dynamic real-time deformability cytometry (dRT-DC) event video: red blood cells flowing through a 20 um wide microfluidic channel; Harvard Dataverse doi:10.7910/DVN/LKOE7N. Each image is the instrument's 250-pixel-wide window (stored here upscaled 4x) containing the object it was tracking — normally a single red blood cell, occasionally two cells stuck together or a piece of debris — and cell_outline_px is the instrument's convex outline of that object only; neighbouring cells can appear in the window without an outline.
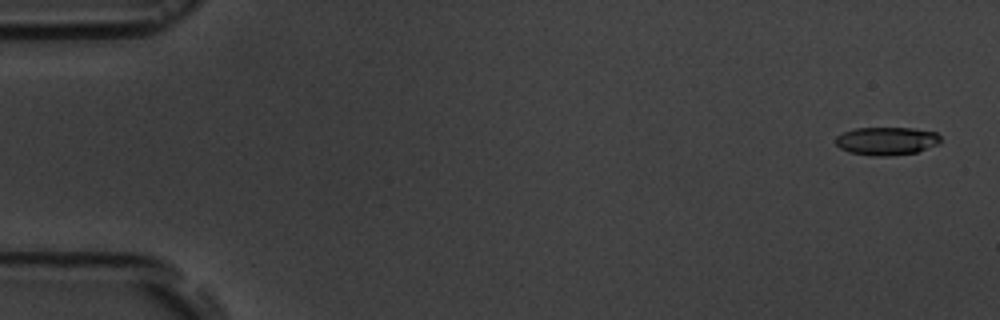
{"species": "common noctule bat (a hibernating species)", "species_latin": "Nyctalus noctula", "temperature_condition": "room temperature", "stored_images_in_passage": 5, "camera_frame_rate_fps": 3000, "um_per_image_px": 0.085, "animal": {"sex": "male", "body_mass_g": 19.5, "forearm_length_mm": 54.6}, "frame": {"image": 1, "passage_image": 1, "time_ms": 0.0, "image_size_px": [1000, 320], "cell_outline_px": [[940, 144], [916, 152], [888, 156], [876, 156], [848, 152], [840, 148], [836, 144], [836, 136], [844, 132], [856, 128], [912, 128], [936, 132], [940, 136]], "centroid_in_image_um": [75.37, 11.98], "position_along_channel_um": 9.6, "area_um2": 17.17}}
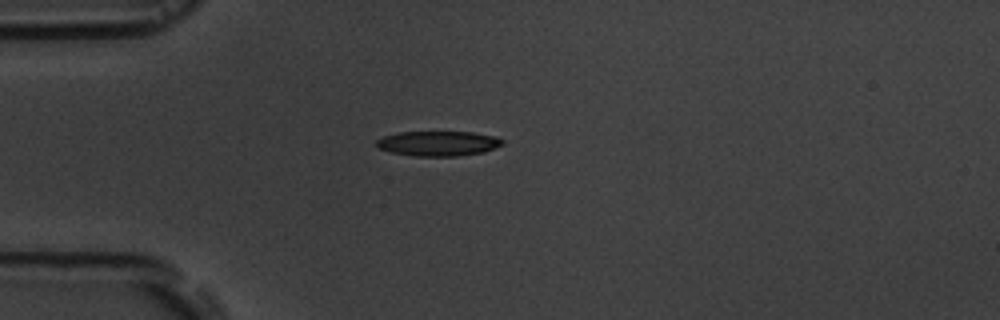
{"frame": {"image": 2, "passage_image": 5, "time_ms": 4.333, "image_size_px": [1000, 320], "cell_outline_px": [[504, 144], [484, 152], [456, 156], [416, 156], [392, 152], [376, 148], [376, 140], [384, 136], [400, 132], [472, 132], [496, 136], [504, 140]], "centroid_in_image_um": [37.26, 12.19], "position_along_channel_um": 47.7, "area_um2": 18.32}}